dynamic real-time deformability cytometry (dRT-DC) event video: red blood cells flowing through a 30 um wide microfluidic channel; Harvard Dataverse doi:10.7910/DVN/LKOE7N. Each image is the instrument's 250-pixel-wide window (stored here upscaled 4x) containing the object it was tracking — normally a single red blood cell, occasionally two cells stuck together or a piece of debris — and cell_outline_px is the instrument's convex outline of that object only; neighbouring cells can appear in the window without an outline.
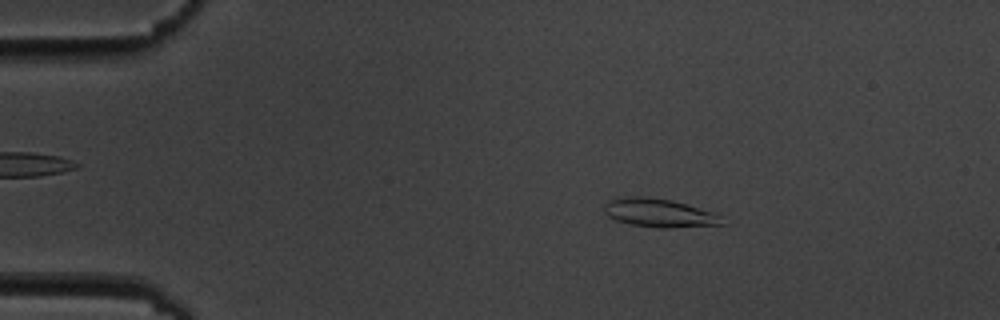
{"species": "common noctule bat (a hibernating species)", "species_latin": "Nyctalus noctula", "temperature_condition": "cold", "stored_images_in_passage": 4, "camera_frame_rate_fps": 3000, "um_per_image_px": 0.085, "animal": {"sex": "male", "body_mass_g": 19.5, "forearm_length_mm": 54.6}, "frame": {"image": 1, "passage_image": 2, "time_ms": 1.333, "image_size_px": [1000, 320], "cell_outline_px": [[724, 224], [668, 228], [660, 228], [632, 224], [616, 220], [608, 216], [604, 212], [604, 204], [608, 200], [624, 196], [640, 196], [672, 200], [716, 212], [720, 216]], "centroid_in_image_um": [56.02, 18.09], "position_along_channel_um": 29.0, "area_um2": 19.59}}